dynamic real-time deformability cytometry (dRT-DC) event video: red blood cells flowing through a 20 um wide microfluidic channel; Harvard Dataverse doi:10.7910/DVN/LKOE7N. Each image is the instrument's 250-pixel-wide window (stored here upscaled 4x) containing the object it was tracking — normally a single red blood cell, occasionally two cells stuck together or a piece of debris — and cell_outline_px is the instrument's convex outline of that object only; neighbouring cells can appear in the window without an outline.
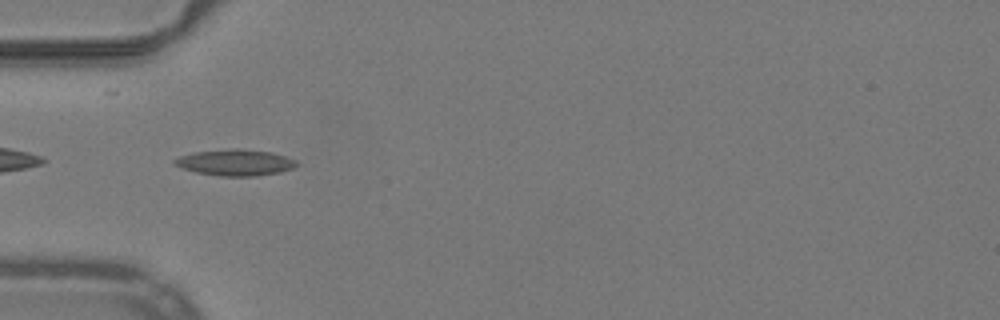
{"species": "common noctule bat (a hibernating species)", "species_latin": "Nyctalus noctula", "temperature_condition": "warm", "stored_images_in_passage": 43, "camera_frame_rate_fps": 3000, "um_per_image_px": 0.085, "animal": {"sex": "male", "body_mass_g": 19.2, "forearm_length_mm": 51.8}, "frame": {"image": 1, "passage_image": 8, "time_ms": 2.333, "image_size_px": [1000, 320], "cell_outline_px": [[296, 164], [292, 168], [280, 172], [256, 176], [220, 176], [196, 172], [184, 168], [176, 164], [172, 160], [180, 156], [192, 152], [232, 148], [240, 148], [272, 152], [296, 160]], "centroid_in_image_um": [19.99, 13.8], "position_along_channel_um": 65.0, "area_um2": 18.55}}
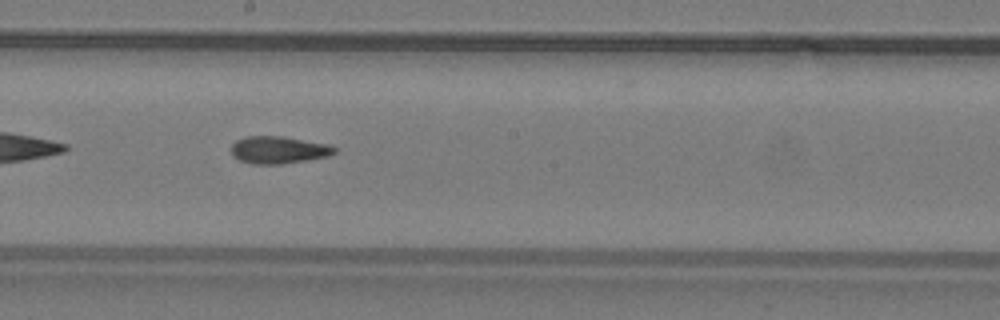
{"frame": {"image": 2, "passage_image": 20, "time_ms": 6.333, "image_size_px": [1000, 320], "cell_outline_px": [[336, 152], [328, 156], [280, 164], [252, 164], [240, 160], [232, 152], [232, 144], [236, 140], [248, 136], [284, 136], [328, 144], [336, 148]], "centroid_in_image_um": [23.69, 12.73], "position_along_channel_um": 224.5, "area_um2": 16.24}}
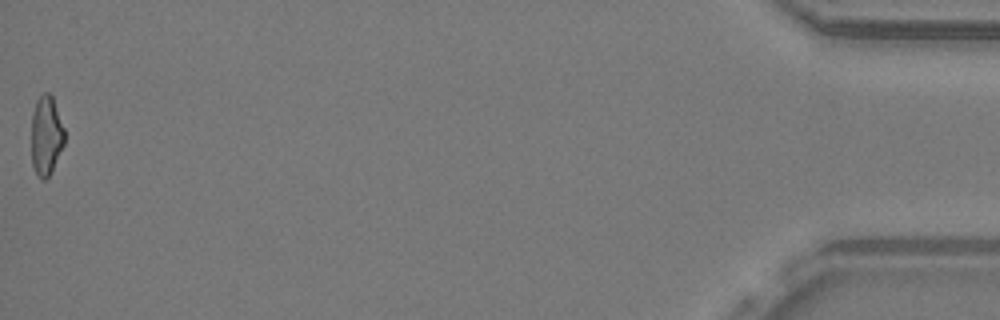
{"frame": {"image": 3, "passage_image": 43, "time_ms": 14.0, "image_size_px": [1000, 320], "cell_outline_px": [[64, 144], [52, 172], [44, 180], [40, 180], [32, 164], [32, 112], [36, 100], [44, 92], [48, 92], [52, 96], [64, 128]], "centroid_in_image_um": [3.92, 11.53], "position_along_channel_um": 431.3, "area_um2": 15.32}, "authors_computed_cell_mechanics": {"area_um2": 16.2996, "velocity_mm_per_s": 4.0068, "shape_relaxation_time_tau1_ms": null, "shape_relaxation_time_tau2_ms": 3.0581, "deformation_change_tau1": null, "deformation_change_tau2": 0.1124}}